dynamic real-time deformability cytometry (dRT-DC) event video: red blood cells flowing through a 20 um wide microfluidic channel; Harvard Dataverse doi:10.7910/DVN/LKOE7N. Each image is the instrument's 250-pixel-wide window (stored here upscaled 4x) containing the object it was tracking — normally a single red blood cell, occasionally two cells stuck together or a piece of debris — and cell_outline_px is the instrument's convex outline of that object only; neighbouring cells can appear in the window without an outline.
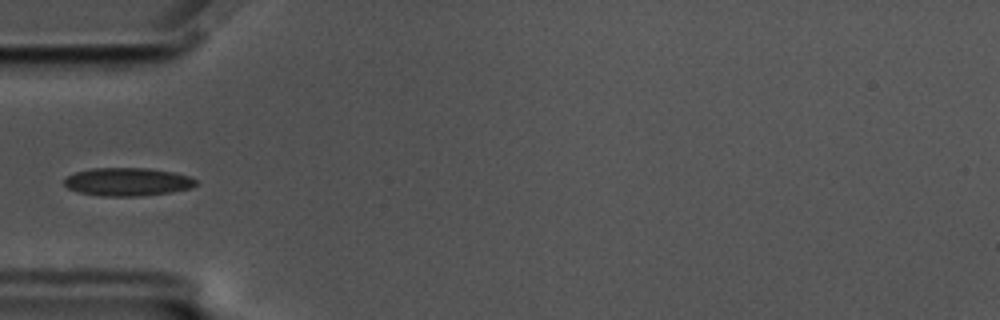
{"species": "common noctule bat (a hibernating species)", "species_latin": "Nyctalus noctula", "temperature_condition": "cold", "stored_images_in_passage": 6, "camera_frame_rate_fps": 3000, "um_per_image_px": 0.085, "animal": {"sex": "male", "body_mass_g": 17.5, "forearm_length_mm": 52.3}, "frame": {"image": 1, "passage_image": 1, "time_ms": 0.0, "image_size_px": [1000, 320], "cell_outline_px": [[196, 184], [192, 188], [172, 192], [140, 196], [100, 196], [76, 192], [68, 188], [64, 184], [64, 180], [68, 176], [76, 172], [92, 168], [148, 168], [176, 172], [188, 176], [196, 180]], "centroid_in_image_um": [10.84, 15.46], "position_along_channel_um": 74.2, "area_um2": 21.73}}